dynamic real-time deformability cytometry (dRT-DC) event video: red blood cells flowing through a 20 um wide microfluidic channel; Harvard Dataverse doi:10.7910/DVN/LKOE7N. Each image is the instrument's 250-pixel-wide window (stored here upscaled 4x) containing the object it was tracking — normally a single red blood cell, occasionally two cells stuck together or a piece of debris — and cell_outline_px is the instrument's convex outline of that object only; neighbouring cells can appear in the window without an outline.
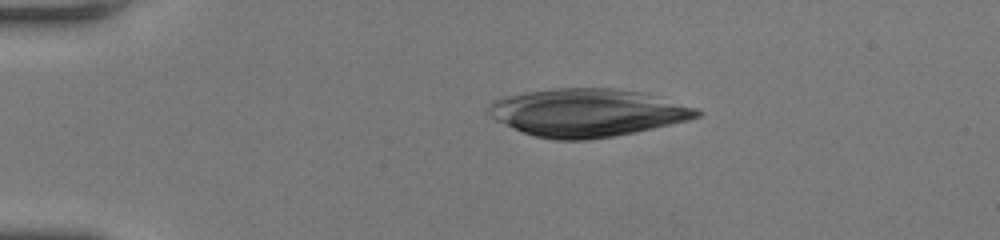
{"species": "human", "species_latin": "Homo sapiens", "temperature_condition": "room temperature", "stored_images_in_passage": 45, "camera_frame_rate_fps": 3000, "um_per_image_px": 0.085, "donor": {"sex": "female"}, "frame": {"image": 1, "passage_image": 1, "time_ms": 0.0, "image_size_px": [1000, 240], "cell_outline_px": [[704, 112], [700, 116], [688, 120], [636, 132], [588, 140], [552, 140], [532, 136], [512, 128], [496, 120], [488, 112], [488, 104], [504, 96], [552, 88], [612, 88], [644, 92], [696, 108]], "centroid_in_image_um": [49.91, 9.58], "position_along_channel_um": 35.1, "area_um2": 58.15}}
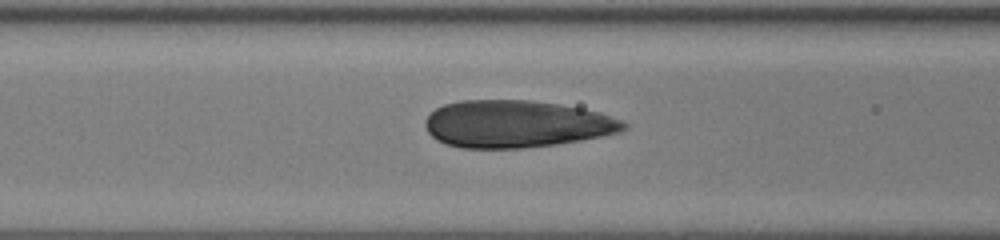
{"frame": {"image": 2, "passage_image": 13, "time_ms": 4.0, "image_size_px": [1000, 240], "cell_outline_px": [[628, 128], [620, 132], [580, 140], [556, 144], [524, 148], [460, 148], [436, 140], [428, 132], [424, 124], [424, 120], [436, 108], [444, 104], [460, 100], [532, 100], [560, 104], [600, 112], [624, 120], [628, 124]], "centroid_in_image_um": [43.9, 10.53], "position_along_channel_um": 122.7, "area_um2": 54.85}}
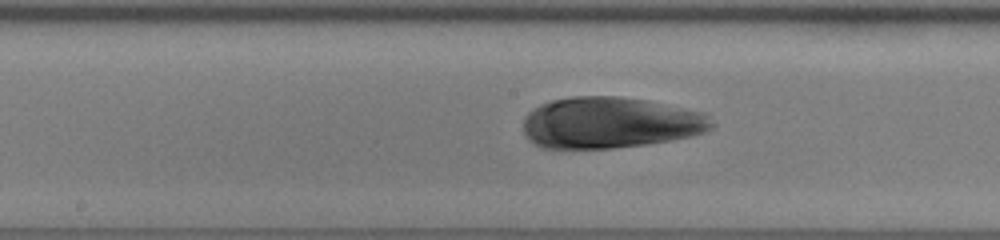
{"frame": {"image": 3, "passage_image": 19, "time_ms": 6.0, "image_size_px": [1000, 240], "cell_outline_px": [[716, 124], [712, 128], [704, 132], [692, 136], [672, 140], [648, 144], [612, 148], [540, 148], [528, 140], [524, 136], [524, 116], [532, 108], [540, 104], [552, 100], [572, 96], [616, 96], [648, 100], [704, 112]], "centroid_in_image_um": [51.85, 10.43], "position_along_channel_um": 196.4, "area_um2": 56.88}}